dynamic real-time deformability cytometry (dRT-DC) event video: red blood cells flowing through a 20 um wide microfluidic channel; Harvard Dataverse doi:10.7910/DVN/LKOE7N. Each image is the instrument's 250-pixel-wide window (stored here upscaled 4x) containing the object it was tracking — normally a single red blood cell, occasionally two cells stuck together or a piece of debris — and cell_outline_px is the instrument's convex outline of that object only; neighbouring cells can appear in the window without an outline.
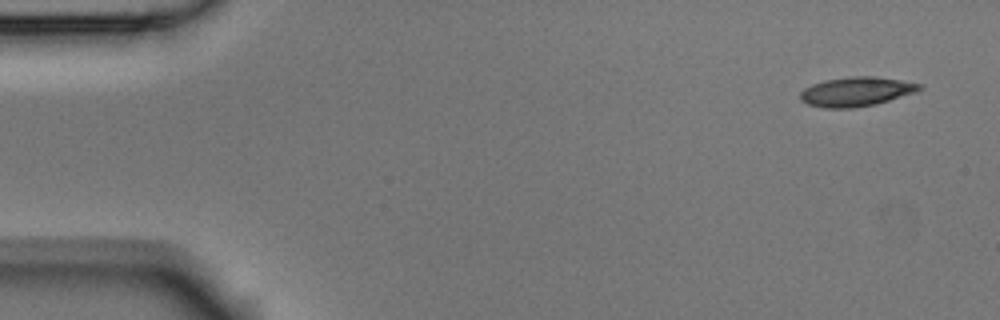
{"species": "Egyptian fruit bat (a non-hibernating species)", "species_latin": "Rousettus aegyptiacus", "temperature_condition": "room temperature", "stored_images_in_passage": 5, "camera_frame_rate_fps": 3000, "um_per_image_px": 0.085, "animal": {"sex": "male"}, "frame": {"image": 1, "passage_image": 1, "time_ms": 0.0, "image_size_px": [1000, 320], "cell_outline_px": [[924, 88], [916, 92], [876, 104], [852, 108], [824, 108], [808, 104], [800, 100], [800, 92], [804, 88], [812, 84], [824, 80], [852, 76], [876, 76], [924, 84]], "centroid_in_image_um": [72.8, 7.78], "position_along_channel_um": 12.2, "area_um2": 20.52}}
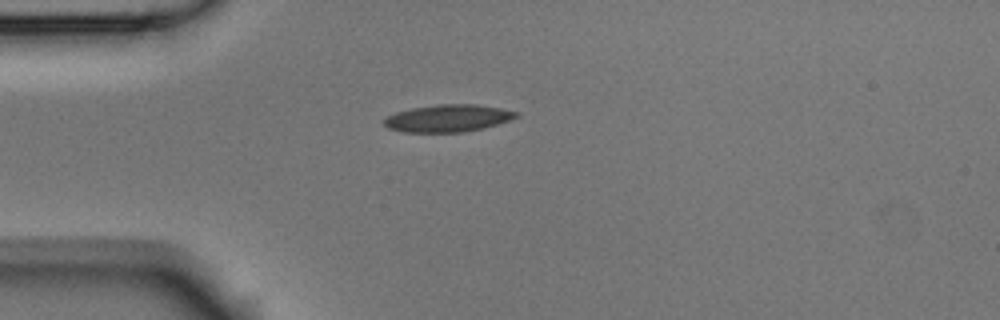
{"frame": {"image": 2, "passage_image": 4, "time_ms": 1.0, "image_size_px": [1000, 320], "cell_outline_px": [[520, 116], [484, 128], [464, 132], [400, 132], [388, 128], [384, 124], [384, 120], [388, 116], [396, 112], [412, 108], [436, 104], [476, 104], [500, 108], [520, 112]], "centroid_in_image_um": [38.08, 10.05], "position_along_channel_um": 46.9, "area_um2": 21.04}}